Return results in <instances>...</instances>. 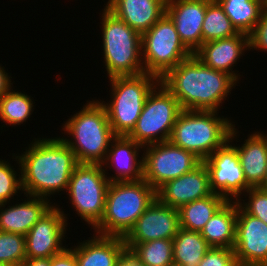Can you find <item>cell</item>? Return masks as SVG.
Masks as SVG:
<instances>
[{"mask_svg":"<svg viewBox=\"0 0 267 266\" xmlns=\"http://www.w3.org/2000/svg\"><path fill=\"white\" fill-rule=\"evenodd\" d=\"M41 139H33L35 142L32 140L29 148L14 159L21 167L22 193L48 199L56 192L67 191L79 163L60 136Z\"/></svg>","mask_w":267,"mask_h":266,"instance_id":"obj_1","label":"cell"},{"mask_svg":"<svg viewBox=\"0 0 267 266\" xmlns=\"http://www.w3.org/2000/svg\"><path fill=\"white\" fill-rule=\"evenodd\" d=\"M160 82L182 110L218 111L237 80L228 73L209 68L193 54L171 68Z\"/></svg>","mask_w":267,"mask_h":266,"instance_id":"obj_2","label":"cell"},{"mask_svg":"<svg viewBox=\"0 0 267 266\" xmlns=\"http://www.w3.org/2000/svg\"><path fill=\"white\" fill-rule=\"evenodd\" d=\"M156 190L144 179L110 182L101 221L93 228L96 234L124 238L148 206Z\"/></svg>","mask_w":267,"mask_h":266,"instance_id":"obj_3","label":"cell"},{"mask_svg":"<svg viewBox=\"0 0 267 266\" xmlns=\"http://www.w3.org/2000/svg\"><path fill=\"white\" fill-rule=\"evenodd\" d=\"M87 102L62 128L73 138L62 140L75 153L78 163L101 164L115 135L101 101Z\"/></svg>","mask_w":267,"mask_h":266,"instance_id":"obj_4","label":"cell"},{"mask_svg":"<svg viewBox=\"0 0 267 266\" xmlns=\"http://www.w3.org/2000/svg\"><path fill=\"white\" fill-rule=\"evenodd\" d=\"M217 111L182 110L173 126L169 141L202 162L228 140L235 125Z\"/></svg>","mask_w":267,"mask_h":266,"instance_id":"obj_5","label":"cell"},{"mask_svg":"<svg viewBox=\"0 0 267 266\" xmlns=\"http://www.w3.org/2000/svg\"><path fill=\"white\" fill-rule=\"evenodd\" d=\"M111 102L104 106L115 136H128L136 125L149 93L160 83L151 73L109 78ZM104 102V103H103Z\"/></svg>","mask_w":267,"mask_h":266,"instance_id":"obj_6","label":"cell"},{"mask_svg":"<svg viewBox=\"0 0 267 266\" xmlns=\"http://www.w3.org/2000/svg\"><path fill=\"white\" fill-rule=\"evenodd\" d=\"M104 65L109 78L144 73L141 34L106 7L102 12Z\"/></svg>","mask_w":267,"mask_h":266,"instance_id":"obj_7","label":"cell"},{"mask_svg":"<svg viewBox=\"0 0 267 266\" xmlns=\"http://www.w3.org/2000/svg\"><path fill=\"white\" fill-rule=\"evenodd\" d=\"M141 47L145 72L159 79L193 55L181 41L173 21L166 13L141 35Z\"/></svg>","mask_w":267,"mask_h":266,"instance_id":"obj_8","label":"cell"},{"mask_svg":"<svg viewBox=\"0 0 267 266\" xmlns=\"http://www.w3.org/2000/svg\"><path fill=\"white\" fill-rule=\"evenodd\" d=\"M181 111L177 99L160 82L149 93L136 125L128 137L142 146L169 141Z\"/></svg>","mask_w":267,"mask_h":266,"instance_id":"obj_9","label":"cell"},{"mask_svg":"<svg viewBox=\"0 0 267 266\" xmlns=\"http://www.w3.org/2000/svg\"><path fill=\"white\" fill-rule=\"evenodd\" d=\"M101 164L79 163L72 172L67 192L78 216L93 228L101 221L110 181Z\"/></svg>","mask_w":267,"mask_h":266,"instance_id":"obj_10","label":"cell"},{"mask_svg":"<svg viewBox=\"0 0 267 266\" xmlns=\"http://www.w3.org/2000/svg\"><path fill=\"white\" fill-rule=\"evenodd\" d=\"M143 179L157 190L165 182L192 171L202 161L170 141L144 146Z\"/></svg>","mask_w":267,"mask_h":266,"instance_id":"obj_11","label":"cell"},{"mask_svg":"<svg viewBox=\"0 0 267 266\" xmlns=\"http://www.w3.org/2000/svg\"><path fill=\"white\" fill-rule=\"evenodd\" d=\"M237 132L234 125L229 140L203 161L209 172L211 191L228 201L233 198L237 201L241 198V194L251 188L244 177L237 150L230 144L237 136Z\"/></svg>","mask_w":267,"mask_h":266,"instance_id":"obj_12","label":"cell"},{"mask_svg":"<svg viewBox=\"0 0 267 266\" xmlns=\"http://www.w3.org/2000/svg\"><path fill=\"white\" fill-rule=\"evenodd\" d=\"M179 229L178 209L165 205L155 198L123 239L129 252L137 243L173 239Z\"/></svg>","mask_w":267,"mask_h":266,"instance_id":"obj_13","label":"cell"},{"mask_svg":"<svg viewBox=\"0 0 267 266\" xmlns=\"http://www.w3.org/2000/svg\"><path fill=\"white\" fill-rule=\"evenodd\" d=\"M233 249L239 266H267V224L247 214L238 203Z\"/></svg>","mask_w":267,"mask_h":266,"instance_id":"obj_14","label":"cell"},{"mask_svg":"<svg viewBox=\"0 0 267 266\" xmlns=\"http://www.w3.org/2000/svg\"><path fill=\"white\" fill-rule=\"evenodd\" d=\"M56 206L43 214L25 235L26 258H51L66 248L62 241L68 225L67 216L59 205Z\"/></svg>","mask_w":267,"mask_h":266,"instance_id":"obj_15","label":"cell"},{"mask_svg":"<svg viewBox=\"0 0 267 266\" xmlns=\"http://www.w3.org/2000/svg\"><path fill=\"white\" fill-rule=\"evenodd\" d=\"M212 193L208 169L204 162H201L192 171L165 182L156 190V198L165 205L179 209Z\"/></svg>","mask_w":267,"mask_h":266,"instance_id":"obj_16","label":"cell"},{"mask_svg":"<svg viewBox=\"0 0 267 266\" xmlns=\"http://www.w3.org/2000/svg\"><path fill=\"white\" fill-rule=\"evenodd\" d=\"M210 0H167L166 14L183 44L194 53L202 44V25Z\"/></svg>","mask_w":267,"mask_h":266,"instance_id":"obj_17","label":"cell"},{"mask_svg":"<svg viewBox=\"0 0 267 266\" xmlns=\"http://www.w3.org/2000/svg\"><path fill=\"white\" fill-rule=\"evenodd\" d=\"M249 50L248 34H239L227 38L203 43L193 54L209 68L223 71L237 81L240 75L233 70L244 51Z\"/></svg>","mask_w":267,"mask_h":266,"instance_id":"obj_18","label":"cell"},{"mask_svg":"<svg viewBox=\"0 0 267 266\" xmlns=\"http://www.w3.org/2000/svg\"><path fill=\"white\" fill-rule=\"evenodd\" d=\"M114 143V144H113ZM101 165L109 169L115 167L116 175L108 176L110 182L139 181L143 179V155L139 159V150L144 146L128 136H115ZM142 158V160H141Z\"/></svg>","mask_w":267,"mask_h":266,"instance_id":"obj_19","label":"cell"},{"mask_svg":"<svg viewBox=\"0 0 267 266\" xmlns=\"http://www.w3.org/2000/svg\"><path fill=\"white\" fill-rule=\"evenodd\" d=\"M95 235L71 249L78 266H120L128 256L124 239Z\"/></svg>","mask_w":267,"mask_h":266,"instance_id":"obj_20","label":"cell"},{"mask_svg":"<svg viewBox=\"0 0 267 266\" xmlns=\"http://www.w3.org/2000/svg\"><path fill=\"white\" fill-rule=\"evenodd\" d=\"M166 2L167 0H108L105 7L142 35L166 13Z\"/></svg>","mask_w":267,"mask_h":266,"instance_id":"obj_21","label":"cell"},{"mask_svg":"<svg viewBox=\"0 0 267 266\" xmlns=\"http://www.w3.org/2000/svg\"><path fill=\"white\" fill-rule=\"evenodd\" d=\"M25 196L27 200L13 206L9 205V208H5L6 203L0 204V231L25 236L42 215L53 206L49 199Z\"/></svg>","mask_w":267,"mask_h":266,"instance_id":"obj_22","label":"cell"},{"mask_svg":"<svg viewBox=\"0 0 267 266\" xmlns=\"http://www.w3.org/2000/svg\"><path fill=\"white\" fill-rule=\"evenodd\" d=\"M264 134L255 132L248 135L241 147L234 145L240 158L244 177L251 188L260 187L266 176L267 134Z\"/></svg>","mask_w":267,"mask_h":266,"instance_id":"obj_23","label":"cell"},{"mask_svg":"<svg viewBox=\"0 0 267 266\" xmlns=\"http://www.w3.org/2000/svg\"><path fill=\"white\" fill-rule=\"evenodd\" d=\"M237 201H227L205 224L200 234L210 247L233 248L235 243Z\"/></svg>","mask_w":267,"mask_h":266,"instance_id":"obj_24","label":"cell"},{"mask_svg":"<svg viewBox=\"0 0 267 266\" xmlns=\"http://www.w3.org/2000/svg\"><path fill=\"white\" fill-rule=\"evenodd\" d=\"M228 200L217 193L194 200L181 206L179 211L180 228L201 232L210 218L227 202Z\"/></svg>","mask_w":267,"mask_h":266,"instance_id":"obj_25","label":"cell"},{"mask_svg":"<svg viewBox=\"0 0 267 266\" xmlns=\"http://www.w3.org/2000/svg\"><path fill=\"white\" fill-rule=\"evenodd\" d=\"M235 28L250 34L267 7L266 0H217Z\"/></svg>","mask_w":267,"mask_h":266,"instance_id":"obj_26","label":"cell"},{"mask_svg":"<svg viewBox=\"0 0 267 266\" xmlns=\"http://www.w3.org/2000/svg\"><path fill=\"white\" fill-rule=\"evenodd\" d=\"M210 248L200 232L180 228L173 238V262L181 266H198Z\"/></svg>","mask_w":267,"mask_h":266,"instance_id":"obj_27","label":"cell"},{"mask_svg":"<svg viewBox=\"0 0 267 266\" xmlns=\"http://www.w3.org/2000/svg\"><path fill=\"white\" fill-rule=\"evenodd\" d=\"M128 256L140 266H169L173 263V239L137 243Z\"/></svg>","mask_w":267,"mask_h":266,"instance_id":"obj_28","label":"cell"},{"mask_svg":"<svg viewBox=\"0 0 267 266\" xmlns=\"http://www.w3.org/2000/svg\"><path fill=\"white\" fill-rule=\"evenodd\" d=\"M240 32L225 14L224 9L217 0L207 3L205 18L202 25L203 43L235 36Z\"/></svg>","mask_w":267,"mask_h":266,"instance_id":"obj_29","label":"cell"},{"mask_svg":"<svg viewBox=\"0 0 267 266\" xmlns=\"http://www.w3.org/2000/svg\"><path fill=\"white\" fill-rule=\"evenodd\" d=\"M33 99L25 93L10 89L0 97V118L9 125H21L32 115Z\"/></svg>","mask_w":267,"mask_h":266,"instance_id":"obj_30","label":"cell"},{"mask_svg":"<svg viewBox=\"0 0 267 266\" xmlns=\"http://www.w3.org/2000/svg\"><path fill=\"white\" fill-rule=\"evenodd\" d=\"M25 259V236L0 231V263L21 266Z\"/></svg>","mask_w":267,"mask_h":266,"instance_id":"obj_31","label":"cell"},{"mask_svg":"<svg viewBox=\"0 0 267 266\" xmlns=\"http://www.w3.org/2000/svg\"><path fill=\"white\" fill-rule=\"evenodd\" d=\"M14 169L8 161L0 159V204L9 203L18 191L23 192L21 167L19 175Z\"/></svg>","mask_w":267,"mask_h":266,"instance_id":"obj_32","label":"cell"},{"mask_svg":"<svg viewBox=\"0 0 267 266\" xmlns=\"http://www.w3.org/2000/svg\"><path fill=\"white\" fill-rule=\"evenodd\" d=\"M249 201L238 199V205L249 215L262 220L267 224V191L260 187H253L246 191Z\"/></svg>","mask_w":267,"mask_h":266,"instance_id":"obj_33","label":"cell"},{"mask_svg":"<svg viewBox=\"0 0 267 266\" xmlns=\"http://www.w3.org/2000/svg\"><path fill=\"white\" fill-rule=\"evenodd\" d=\"M198 266H239L233 248L211 247Z\"/></svg>","mask_w":267,"mask_h":266,"instance_id":"obj_34","label":"cell"},{"mask_svg":"<svg viewBox=\"0 0 267 266\" xmlns=\"http://www.w3.org/2000/svg\"><path fill=\"white\" fill-rule=\"evenodd\" d=\"M249 49L267 52V7L263 10L254 30L248 35Z\"/></svg>","mask_w":267,"mask_h":266,"instance_id":"obj_35","label":"cell"},{"mask_svg":"<svg viewBox=\"0 0 267 266\" xmlns=\"http://www.w3.org/2000/svg\"><path fill=\"white\" fill-rule=\"evenodd\" d=\"M51 266H78L77 258L71 248L51 257Z\"/></svg>","mask_w":267,"mask_h":266,"instance_id":"obj_36","label":"cell"},{"mask_svg":"<svg viewBox=\"0 0 267 266\" xmlns=\"http://www.w3.org/2000/svg\"><path fill=\"white\" fill-rule=\"evenodd\" d=\"M10 77L0 65V97L12 88Z\"/></svg>","mask_w":267,"mask_h":266,"instance_id":"obj_37","label":"cell"},{"mask_svg":"<svg viewBox=\"0 0 267 266\" xmlns=\"http://www.w3.org/2000/svg\"><path fill=\"white\" fill-rule=\"evenodd\" d=\"M21 266H51V258H26Z\"/></svg>","mask_w":267,"mask_h":266,"instance_id":"obj_38","label":"cell"},{"mask_svg":"<svg viewBox=\"0 0 267 266\" xmlns=\"http://www.w3.org/2000/svg\"><path fill=\"white\" fill-rule=\"evenodd\" d=\"M260 188L267 191V167H266V176H265L262 184L260 185Z\"/></svg>","mask_w":267,"mask_h":266,"instance_id":"obj_39","label":"cell"},{"mask_svg":"<svg viewBox=\"0 0 267 266\" xmlns=\"http://www.w3.org/2000/svg\"><path fill=\"white\" fill-rule=\"evenodd\" d=\"M120 266H131V258L127 256L125 261Z\"/></svg>","mask_w":267,"mask_h":266,"instance_id":"obj_40","label":"cell"},{"mask_svg":"<svg viewBox=\"0 0 267 266\" xmlns=\"http://www.w3.org/2000/svg\"><path fill=\"white\" fill-rule=\"evenodd\" d=\"M131 266H140L131 259Z\"/></svg>","mask_w":267,"mask_h":266,"instance_id":"obj_41","label":"cell"},{"mask_svg":"<svg viewBox=\"0 0 267 266\" xmlns=\"http://www.w3.org/2000/svg\"><path fill=\"white\" fill-rule=\"evenodd\" d=\"M0 266H13V265L6 264V263H0Z\"/></svg>","mask_w":267,"mask_h":266,"instance_id":"obj_42","label":"cell"},{"mask_svg":"<svg viewBox=\"0 0 267 266\" xmlns=\"http://www.w3.org/2000/svg\"><path fill=\"white\" fill-rule=\"evenodd\" d=\"M169 266H181V265L173 262V263H172L171 265H169Z\"/></svg>","mask_w":267,"mask_h":266,"instance_id":"obj_43","label":"cell"}]
</instances>
